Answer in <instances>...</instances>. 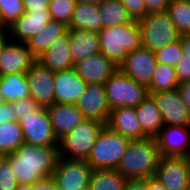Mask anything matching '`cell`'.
<instances>
[{"instance_id":"obj_1","label":"cell","mask_w":190,"mask_h":190,"mask_svg":"<svg viewBox=\"0 0 190 190\" xmlns=\"http://www.w3.org/2000/svg\"><path fill=\"white\" fill-rule=\"evenodd\" d=\"M19 184H33L53 175L59 158L58 146L23 144L15 152L5 155Z\"/></svg>"},{"instance_id":"obj_2","label":"cell","mask_w":190,"mask_h":190,"mask_svg":"<svg viewBox=\"0 0 190 190\" xmlns=\"http://www.w3.org/2000/svg\"><path fill=\"white\" fill-rule=\"evenodd\" d=\"M160 157L156 138L130 140L116 170L127 180H146L154 177Z\"/></svg>"},{"instance_id":"obj_3","label":"cell","mask_w":190,"mask_h":190,"mask_svg":"<svg viewBox=\"0 0 190 190\" xmlns=\"http://www.w3.org/2000/svg\"><path fill=\"white\" fill-rule=\"evenodd\" d=\"M98 37L100 52L118 67L128 53L142 46V33L138 21L102 28Z\"/></svg>"},{"instance_id":"obj_4","label":"cell","mask_w":190,"mask_h":190,"mask_svg":"<svg viewBox=\"0 0 190 190\" xmlns=\"http://www.w3.org/2000/svg\"><path fill=\"white\" fill-rule=\"evenodd\" d=\"M130 139L103 127L86 161L95 169H116L126 152Z\"/></svg>"},{"instance_id":"obj_5","label":"cell","mask_w":190,"mask_h":190,"mask_svg":"<svg viewBox=\"0 0 190 190\" xmlns=\"http://www.w3.org/2000/svg\"><path fill=\"white\" fill-rule=\"evenodd\" d=\"M106 124L86 119L59 139V157L87 159L98 135Z\"/></svg>"},{"instance_id":"obj_6","label":"cell","mask_w":190,"mask_h":190,"mask_svg":"<svg viewBox=\"0 0 190 190\" xmlns=\"http://www.w3.org/2000/svg\"><path fill=\"white\" fill-rule=\"evenodd\" d=\"M142 46L157 51L180 39V34L167 11L148 13L139 22Z\"/></svg>"},{"instance_id":"obj_7","label":"cell","mask_w":190,"mask_h":190,"mask_svg":"<svg viewBox=\"0 0 190 190\" xmlns=\"http://www.w3.org/2000/svg\"><path fill=\"white\" fill-rule=\"evenodd\" d=\"M110 110L119 107H136L149 94L147 88L118 69L104 84Z\"/></svg>"},{"instance_id":"obj_8","label":"cell","mask_w":190,"mask_h":190,"mask_svg":"<svg viewBox=\"0 0 190 190\" xmlns=\"http://www.w3.org/2000/svg\"><path fill=\"white\" fill-rule=\"evenodd\" d=\"M92 171L85 159L59 157L52 176L58 190H88Z\"/></svg>"},{"instance_id":"obj_9","label":"cell","mask_w":190,"mask_h":190,"mask_svg":"<svg viewBox=\"0 0 190 190\" xmlns=\"http://www.w3.org/2000/svg\"><path fill=\"white\" fill-rule=\"evenodd\" d=\"M25 144L34 146H58L46 107L35 110L20 121Z\"/></svg>"},{"instance_id":"obj_10","label":"cell","mask_w":190,"mask_h":190,"mask_svg":"<svg viewBox=\"0 0 190 190\" xmlns=\"http://www.w3.org/2000/svg\"><path fill=\"white\" fill-rule=\"evenodd\" d=\"M154 177L167 190H188L190 157L161 156Z\"/></svg>"},{"instance_id":"obj_11","label":"cell","mask_w":190,"mask_h":190,"mask_svg":"<svg viewBox=\"0 0 190 190\" xmlns=\"http://www.w3.org/2000/svg\"><path fill=\"white\" fill-rule=\"evenodd\" d=\"M148 94L155 101L164 125L190 126V111L184 104L178 88Z\"/></svg>"},{"instance_id":"obj_12","label":"cell","mask_w":190,"mask_h":190,"mask_svg":"<svg viewBox=\"0 0 190 190\" xmlns=\"http://www.w3.org/2000/svg\"><path fill=\"white\" fill-rule=\"evenodd\" d=\"M25 74L30 96L41 107L55 104V72L36 60Z\"/></svg>"},{"instance_id":"obj_13","label":"cell","mask_w":190,"mask_h":190,"mask_svg":"<svg viewBox=\"0 0 190 190\" xmlns=\"http://www.w3.org/2000/svg\"><path fill=\"white\" fill-rule=\"evenodd\" d=\"M155 52L141 46L125 57L119 69L139 84L148 88L157 68Z\"/></svg>"},{"instance_id":"obj_14","label":"cell","mask_w":190,"mask_h":190,"mask_svg":"<svg viewBox=\"0 0 190 190\" xmlns=\"http://www.w3.org/2000/svg\"><path fill=\"white\" fill-rule=\"evenodd\" d=\"M163 127L156 137L160 155L190 157V126Z\"/></svg>"},{"instance_id":"obj_15","label":"cell","mask_w":190,"mask_h":190,"mask_svg":"<svg viewBox=\"0 0 190 190\" xmlns=\"http://www.w3.org/2000/svg\"><path fill=\"white\" fill-rule=\"evenodd\" d=\"M86 119L98 120L107 124L110 116L104 84H87L83 94L76 102Z\"/></svg>"},{"instance_id":"obj_16","label":"cell","mask_w":190,"mask_h":190,"mask_svg":"<svg viewBox=\"0 0 190 190\" xmlns=\"http://www.w3.org/2000/svg\"><path fill=\"white\" fill-rule=\"evenodd\" d=\"M11 40L13 39L5 43L0 53V76L8 73H26L37 60L26 43Z\"/></svg>"},{"instance_id":"obj_17","label":"cell","mask_w":190,"mask_h":190,"mask_svg":"<svg viewBox=\"0 0 190 190\" xmlns=\"http://www.w3.org/2000/svg\"><path fill=\"white\" fill-rule=\"evenodd\" d=\"M74 68L87 84H105L119 69L101 52L77 62Z\"/></svg>"},{"instance_id":"obj_18","label":"cell","mask_w":190,"mask_h":190,"mask_svg":"<svg viewBox=\"0 0 190 190\" xmlns=\"http://www.w3.org/2000/svg\"><path fill=\"white\" fill-rule=\"evenodd\" d=\"M51 20L49 10L25 11L19 19L6 28L7 35L16 39V42L26 43L34 35L41 32Z\"/></svg>"},{"instance_id":"obj_19","label":"cell","mask_w":190,"mask_h":190,"mask_svg":"<svg viewBox=\"0 0 190 190\" xmlns=\"http://www.w3.org/2000/svg\"><path fill=\"white\" fill-rule=\"evenodd\" d=\"M47 112L58 140L86 120L76 104L55 103L47 107Z\"/></svg>"},{"instance_id":"obj_20","label":"cell","mask_w":190,"mask_h":190,"mask_svg":"<svg viewBox=\"0 0 190 190\" xmlns=\"http://www.w3.org/2000/svg\"><path fill=\"white\" fill-rule=\"evenodd\" d=\"M55 103L76 104L87 87L75 68L55 72Z\"/></svg>"},{"instance_id":"obj_21","label":"cell","mask_w":190,"mask_h":190,"mask_svg":"<svg viewBox=\"0 0 190 190\" xmlns=\"http://www.w3.org/2000/svg\"><path fill=\"white\" fill-rule=\"evenodd\" d=\"M106 125L111 130L130 140L146 137L141 131L134 107H119L110 110V116Z\"/></svg>"},{"instance_id":"obj_22","label":"cell","mask_w":190,"mask_h":190,"mask_svg":"<svg viewBox=\"0 0 190 190\" xmlns=\"http://www.w3.org/2000/svg\"><path fill=\"white\" fill-rule=\"evenodd\" d=\"M37 60L53 72L74 68L75 63L70 51L68 32L57 38Z\"/></svg>"},{"instance_id":"obj_23","label":"cell","mask_w":190,"mask_h":190,"mask_svg":"<svg viewBox=\"0 0 190 190\" xmlns=\"http://www.w3.org/2000/svg\"><path fill=\"white\" fill-rule=\"evenodd\" d=\"M67 32L70 51L75 64L100 52L97 32L81 29H67Z\"/></svg>"},{"instance_id":"obj_24","label":"cell","mask_w":190,"mask_h":190,"mask_svg":"<svg viewBox=\"0 0 190 190\" xmlns=\"http://www.w3.org/2000/svg\"><path fill=\"white\" fill-rule=\"evenodd\" d=\"M134 108L143 134L146 137L156 138L164 126V121L153 98L148 95Z\"/></svg>"},{"instance_id":"obj_25","label":"cell","mask_w":190,"mask_h":190,"mask_svg":"<svg viewBox=\"0 0 190 190\" xmlns=\"http://www.w3.org/2000/svg\"><path fill=\"white\" fill-rule=\"evenodd\" d=\"M67 25L63 22L51 20L48 22L41 32L34 35L28 42H26L28 49L32 55L38 59L49 48V46L59 37L67 32Z\"/></svg>"},{"instance_id":"obj_26","label":"cell","mask_w":190,"mask_h":190,"mask_svg":"<svg viewBox=\"0 0 190 190\" xmlns=\"http://www.w3.org/2000/svg\"><path fill=\"white\" fill-rule=\"evenodd\" d=\"M68 29L99 32L102 29L101 14L98 4L77 2Z\"/></svg>"},{"instance_id":"obj_27","label":"cell","mask_w":190,"mask_h":190,"mask_svg":"<svg viewBox=\"0 0 190 190\" xmlns=\"http://www.w3.org/2000/svg\"><path fill=\"white\" fill-rule=\"evenodd\" d=\"M0 89L7 103L30 97L25 73H8L0 76Z\"/></svg>"},{"instance_id":"obj_28","label":"cell","mask_w":190,"mask_h":190,"mask_svg":"<svg viewBox=\"0 0 190 190\" xmlns=\"http://www.w3.org/2000/svg\"><path fill=\"white\" fill-rule=\"evenodd\" d=\"M127 181L116 169H95L88 190H124Z\"/></svg>"},{"instance_id":"obj_29","label":"cell","mask_w":190,"mask_h":190,"mask_svg":"<svg viewBox=\"0 0 190 190\" xmlns=\"http://www.w3.org/2000/svg\"><path fill=\"white\" fill-rule=\"evenodd\" d=\"M102 28L134 22L126 7L119 0H103L99 4Z\"/></svg>"},{"instance_id":"obj_30","label":"cell","mask_w":190,"mask_h":190,"mask_svg":"<svg viewBox=\"0 0 190 190\" xmlns=\"http://www.w3.org/2000/svg\"><path fill=\"white\" fill-rule=\"evenodd\" d=\"M25 144L19 121L0 124V153L8 155Z\"/></svg>"},{"instance_id":"obj_31","label":"cell","mask_w":190,"mask_h":190,"mask_svg":"<svg viewBox=\"0 0 190 190\" xmlns=\"http://www.w3.org/2000/svg\"><path fill=\"white\" fill-rule=\"evenodd\" d=\"M179 87L177 73L174 66L157 63L156 71L151 84L147 88L148 93L173 90Z\"/></svg>"},{"instance_id":"obj_32","label":"cell","mask_w":190,"mask_h":190,"mask_svg":"<svg viewBox=\"0 0 190 190\" xmlns=\"http://www.w3.org/2000/svg\"><path fill=\"white\" fill-rule=\"evenodd\" d=\"M167 12L180 35L190 34V1L171 0Z\"/></svg>"},{"instance_id":"obj_33","label":"cell","mask_w":190,"mask_h":190,"mask_svg":"<svg viewBox=\"0 0 190 190\" xmlns=\"http://www.w3.org/2000/svg\"><path fill=\"white\" fill-rule=\"evenodd\" d=\"M24 13L22 0H0V28L6 29Z\"/></svg>"},{"instance_id":"obj_34","label":"cell","mask_w":190,"mask_h":190,"mask_svg":"<svg viewBox=\"0 0 190 190\" xmlns=\"http://www.w3.org/2000/svg\"><path fill=\"white\" fill-rule=\"evenodd\" d=\"M76 0H50L48 10L52 20L69 25L76 6Z\"/></svg>"},{"instance_id":"obj_35","label":"cell","mask_w":190,"mask_h":190,"mask_svg":"<svg viewBox=\"0 0 190 190\" xmlns=\"http://www.w3.org/2000/svg\"><path fill=\"white\" fill-rule=\"evenodd\" d=\"M183 54L180 39L173 41L155 51L156 60L158 63H163L169 66H176L181 55Z\"/></svg>"},{"instance_id":"obj_36","label":"cell","mask_w":190,"mask_h":190,"mask_svg":"<svg viewBox=\"0 0 190 190\" xmlns=\"http://www.w3.org/2000/svg\"><path fill=\"white\" fill-rule=\"evenodd\" d=\"M9 104L13 108V121H20L28 114H32L35 110L41 108L38 102L31 96Z\"/></svg>"},{"instance_id":"obj_37","label":"cell","mask_w":190,"mask_h":190,"mask_svg":"<svg viewBox=\"0 0 190 190\" xmlns=\"http://www.w3.org/2000/svg\"><path fill=\"white\" fill-rule=\"evenodd\" d=\"M11 169L10 161L4 157L0 162V190H15L18 181Z\"/></svg>"},{"instance_id":"obj_38","label":"cell","mask_w":190,"mask_h":190,"mask_svg":"<svg viewBox=\"0 0 190 190\" xmlns=\"http://www.w3.org/2000/svg\"><path fill=\"white\" fill-rule=\"evenodd\" d=\"M127 9L133 21H140L147 14V7L144 0H119Z\"/></svg>"},{"instance_id":"obj_39","label":"cell","mask_w":190,"mask_h":190,"mask_svg":"<svg viewBox=\"0 0 190 190\" xmlns=\"http://www.w3.org/2000/svg\"><path fill=\"white\" fill-rule=\"evenodd\" d=\"M175 70L179 83L190 80V59H179Z\"/></svg>"},{"instance_id":"obj_40","label":"cell","mask_w":190,"mask_h":190,"mask_svg":"<svg viewBox=\"0 0 190 190\" xmlns=\"http://www.w3.org/2000/svg\"><path fill=\"white\" fill-rule=\"evenodd\" d=\"M148 13L167 11L171 0H144Z\"/></svg>"},{"instance_id":"obj_41","label":"cell","mask_w":190,"mask_h":190,"mask_svg":"<svg viewBox=\"0 0 190 190\" xmlns=\"http://www.w3.org/2000/svg\"><path fill=\"white\" fill-rule=\"evenodd\" d=\"M25 11L48 10L50 0H22Z\"/></svg>"},{"instance_id":"obj_42","label":"cell","mask_w":190,"mask_h":190,"mask_svg":"<svg viewBox=\"0 0 190 190\" xmlns=\"http://www.w3.org/2000/svg\"><path fill=\"white\" fill-rule=\"evenodd\" d=\"M33 190H58L53 176H49L33 183Z\"/></svg>"},{"instance_id":"obj_43","label":"cell","mask_w":190,"mask_h":190,"mask_svg":"<svg viewBox=\"0 0 190 190\" xmlns=\"http://www.w3.org/2000/svg\"><path fill=\"white\" fill-rule=\"evenodd\" d=\"M13 121V108L7 102L0 105V124Z\"/></svg>"},{"instance_id":"obj_44","label":"cell","mask_w":190,"mask_h":190,"mask_svg":"<svg viewBox=\"0 0 190 190\" xmlns=\"http://www.w3.org/2000/svg\"><path fill=\"white\" fill-rule=\"evenodd\" d=\"M178 90L182 96V100L190 111V80L179 83Z\"/></svg>"},{"instance_id":"obj_45","label":"cell","mask_w":190,"mask_h":190,"mask_svg":"<svg viewBox=\"0 0 190 190\" xmlns=\"http://www.w3.org/2000/svg\"><path fill=\"white\" fill-rule=\"evenodd\" d=\"M124 190H147L146 180H128Z\"/></svg>"},{"instance_id":"obj_46","label":"cell","mask_w":190,"mask_h":190,"mask_svg":"<svg viewBox=\"0 0 190 190\" xmlns=\"http://www.w3.org/2000/svg\"><path fill=\"white\" fill-rule=\"evenodd\" d=\"M180 42L183 51L180 59H190V34L181 35Z\"/></svg>"},{"instance_id":"obj_47","label":"cell","mask_w":190,"mask_h":190,"mask_svg":"<svg viewBox=\"0 0 190 190\" xmlns=\"http://www.w3.org/2000/svg\"><path fill=\"white\" fill-rule=\"evenodd\" d=\"M147 190H167L155 177L147 179Z\"/></svg>"},{"instance_id":"obj_48","label":"cell","mask_w":190,"mask_h":190,"mask_svg":"<svg viewBox=\"0 0 190 190\" xmlns=\"http://www.w3.org/2000/svg\"><path fill=\"white\" fill-rule=\"evenodd\" d=\"M5 33H6V29L0 28V53H1V50L4 47L5 43L9 39V38H7Z\"/></svg>"},{"instance_id":"obj_49","label":"cell","mask_w":190,"mask_h":190,"mask_svg":"<svg viewBox=\"0 0 190 190\" xmlns=\"http://www.w3.org/2000/svg\"><path fill=\"white\" fill-rule=\"evenodd\" d=\"M15 190H33V184H18Z\"/></svg>"},{"instance_id":"obj_50","label":"cell","mask_w":190,"mask_h":190,"mask_svg":"<svg viewBox=\"0 0 190 190\" xmlns=\"http://www.w3.org/2000/svg\"><path fill=\"white\" fill-rule=\"evenodd\" d=\"M103 0H76V2L87 3V4H100Z\"/></svg>"},{"instance_id":"obj_51","label":"cell","mask_w":190,"mask_h":190,"mask_svg":"<svg viewBox=\"0 0 190 190\" xmlns=\"http://www.w3.org/2000/svg\"><path fill=\"white\" fill-rule=\"evenodd\" d=\"M5 102H6V101H5L4 97H3L2 92H1V89H0V105H1V104H4Z\"/></svg>"},{"instance_id":"obj_52","label":"cell","mask_w":190,"mask_h":190,"mask_svg":"<svg viewBox=\"0 0 190 190\" xmlns=\"http://www.w3.org/2000/svg\"><path fill=\"white\" fill-rule=\"evenodd\" d=\"M5 157L4 154L0 153V162L2 161V159Z\"/></svg>"}]
</instances>
